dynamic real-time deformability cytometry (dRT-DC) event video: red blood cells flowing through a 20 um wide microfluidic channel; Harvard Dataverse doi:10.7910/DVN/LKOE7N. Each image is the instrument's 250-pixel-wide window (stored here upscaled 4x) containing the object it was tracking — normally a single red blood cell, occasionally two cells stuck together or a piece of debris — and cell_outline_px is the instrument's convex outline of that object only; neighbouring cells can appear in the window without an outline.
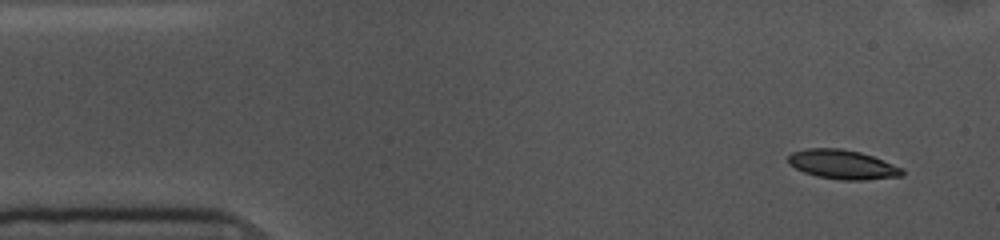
{"species": "common noctule bat (a hibernating species)", "species_latin": "Nyctalus noctula", "temperature_condition": "cold", "stored_images_in_passage": 52, "camera_frame_rate_fps": 3000, "um_per_image_px": 0.085, "animal": {"sex": "female", "body_mass_g": 10.0, "forearm_length_mm": 53.1}, "frame": {"image": 1, "passage_image": 1, "time_ms": 0.0, "image_size_px": [1000, 240], "cell_outline_px": [[904, 172], [900, 176], [864, 180], [840, 180], [816, 176], [804, 172], [788, 164], [788, 156], [792, 152], [808, 148], [840, 148], [860, 152], [872, 156], [904, 168]], "centroid_in_image_um": [71.61, 13.98], "position_along_channel_um": 13.4, "area_um2": 19.42}}
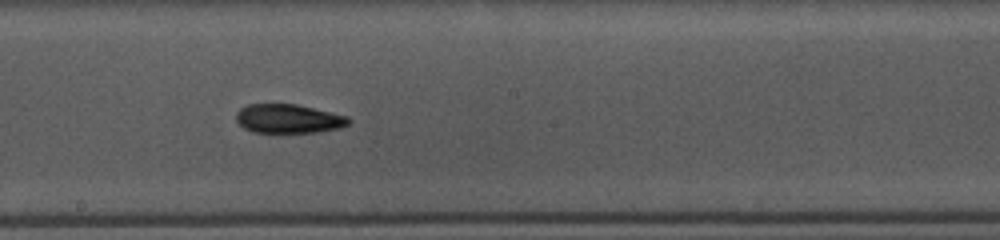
{"frame": {"image": 2, "passage_image": 26, "time_ms": 8.333, "image_size_px": [1000, 240], "cell_outline_px": [[352, 120], [348, 124], [340, 128], [316, 132], [252, 132], [244, 128], [236, 120], [236, 112], [240, 108], [248, 104], [296, 104], [348, 116]], "centroid_in_image_um": [24.52, 10.08], "position_along_channel_um": 223.7, "area_um2": 18.96}}
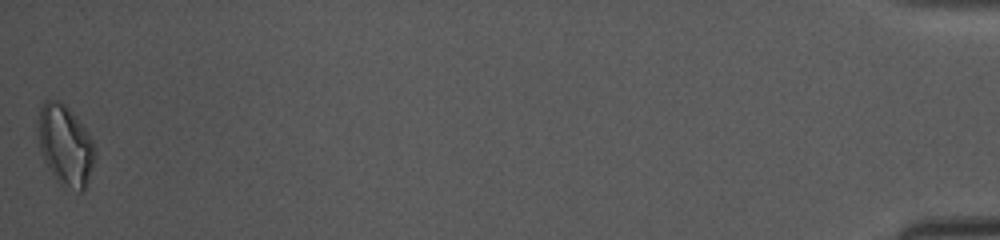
{"frame": {"image": 3, "passage_image": 52, "time_ms": 17.0, "image_size_px": [1000, 240], "cell_outline_px": [[96, 160], [84, 192], [80, 192], [60, 184], [56, 180], [48, 168], [40, 152], [36, 128], [40, 108], [44, 100], [60, 100], [68, 108], [88, 132], [96, 148]], "centroid_in_image_um": [5.55, 12.36], "position_along_channel_um": 429.6, "area_um2": 27.17}, "authors_computed_cell_mechanics": {"area_um2": 19.4497, "velocity_mm_per_s": 3.5692, "shape_relaxation_time_tau1_ms": 5.9961, "shape_relaxation_time_tau2_ms": 7.1714, "deformation_change_tau1": 0.1417, "deformation_change_tau2": 0.1431}}